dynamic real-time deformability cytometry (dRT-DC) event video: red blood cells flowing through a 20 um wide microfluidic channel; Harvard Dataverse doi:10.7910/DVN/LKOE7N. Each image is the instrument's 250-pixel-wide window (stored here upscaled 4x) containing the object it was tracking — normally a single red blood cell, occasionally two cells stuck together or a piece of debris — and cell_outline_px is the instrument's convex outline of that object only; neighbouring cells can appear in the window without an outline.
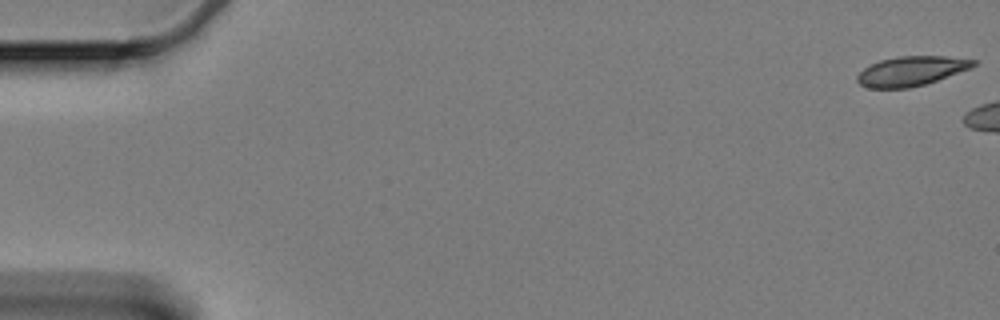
{"species": "Egyptian fruit bat (a non-hibernating species)", "species_latin": "Rousettus aegyptiacus", "temperature_condition": "cold", "stored_images_in_passage": 6, "camera_frame_rate_fps": 3000, "um_per_image_px": 0.085, "animal": {"sex": "female"}, "frame": {"image": 1, "passage_image": 1, "time_ms": 0.0, "image_size_px": [1000, 320], "cell_outline_px": [[976, 64], [972, 68], [924, 84], [908, 88], [868, 88], [860, 84], [856, 80], [856, 76], [864, 68], [880, 60], [896, 56], [944, 56], [976, 60]], "centroid_in_image_um": [77.44, 6.03], "position_along_channel_um": 7.6, "area_um2": 19.88}}